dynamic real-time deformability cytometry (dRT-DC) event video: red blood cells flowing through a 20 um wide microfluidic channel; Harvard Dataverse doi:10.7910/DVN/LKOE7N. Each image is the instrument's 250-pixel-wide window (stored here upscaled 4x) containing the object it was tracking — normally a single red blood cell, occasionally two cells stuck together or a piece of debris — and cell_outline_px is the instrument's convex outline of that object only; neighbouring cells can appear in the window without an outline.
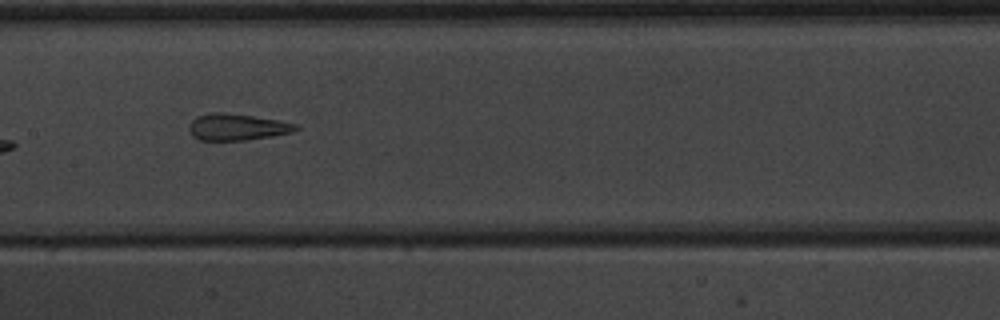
{"species": "common noctule bat (a hibernating species)", "species_latin": "Nyctalus noctula", "temperature_condition": "warm", "stored_images_in_passage": 9, "camera_frame_rate_fps": 3000, "um_per_image_px": 0.085, "animal": {"sex": "male", "body_mass_g": 20.1, "forearm_length_mm": 53.5}, "frame": {"image": 1, "passage_image": 7, "time_ms": 7.0, "image_size_px": [1000, 320], "cell_outline_px": [[300, 128], [292, 132], [272, 136], [248, 140], [200, 140], [192, 136], [188, 128], [188, 124], [196, 116], [212, 112], [224, 112], [280, 120], [296, 124]], "centroid_in_image_um": [20.13, 10.79], "position_along_channel_um": 187.3, "area_um2": 16.65}}
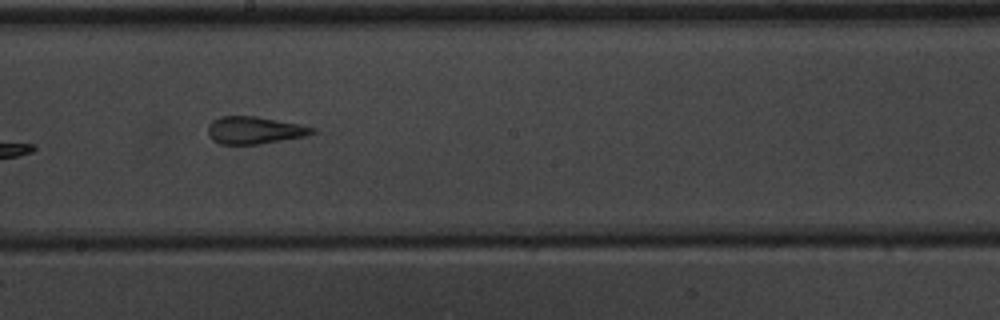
{"frame": {"image": 2, "passage_image": 8, "time_ms": 8.0, "image_size_px": [1000, 320], "cell_outline_px": [[316, 132], [304, 136], [260, 144], [220, 144], [212, 140], [208, 132], [208, 124], [212, 120], [220, 116], [256, 116], [300, 124], [316, 128]], "centroid_in_image_um": [21.62, 11.06], "position_along_channel_um": 226.6, "area_um2": 16.65}}
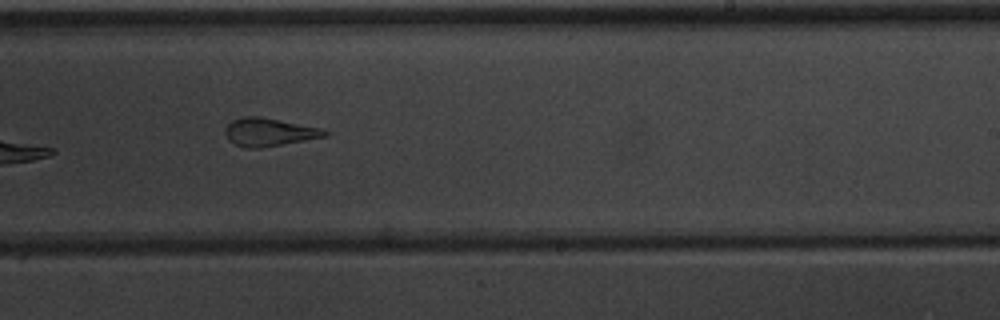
{"frame": {"image": 3, "passage_image": 9, "time_ms": 9.0, "image_size_px": [1000, 320], "cell_outline_px": [[332, 132], [328, 136], [260, 148], [244, 148], [228, 140], [224, 132], [224, 128], [232, 120], [244, 116], [256, 116], [320, 128]], "centroid_in_image_um": [22.85, 11.24], "position_along_channel_um": 266.1, "area_um2": 16.18}}